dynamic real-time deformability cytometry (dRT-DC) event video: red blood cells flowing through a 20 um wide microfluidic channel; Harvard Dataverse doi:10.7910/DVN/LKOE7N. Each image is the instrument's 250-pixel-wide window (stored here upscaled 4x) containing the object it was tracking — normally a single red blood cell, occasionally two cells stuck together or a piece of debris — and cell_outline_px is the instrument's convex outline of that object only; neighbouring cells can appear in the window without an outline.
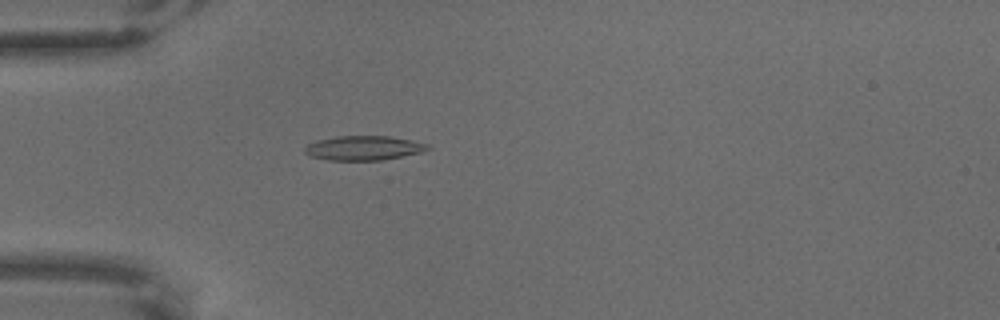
{"species": "common noctule bat (a hibernating species)", "species_latin": "Nyctalus noctula", "temperature_condition": "warm", "stored_images_in_passage": 65, "camera_frame_rate_fps": 3000, "um_per_image_px": 0.085, "animal": {"sex": "male", "body_mass_g": 18.8}, "frame": {"image": 1, "passage_image": 20, "time_ms": 6.333, "image_size_px": [1000, 320], "cell_outline_px": [[432, 148], [420, 152], [380, 160], [328, 160], [312, 156], [304, 152], [304, 148], [308, 144], [316, 140], [336, 136], [388, 136], [412, 140], [428, 144]], "centroid_in_image_um": [30.89, 12.57], "position_along_channel_um": 54.1, "area_um2": 17.34}}
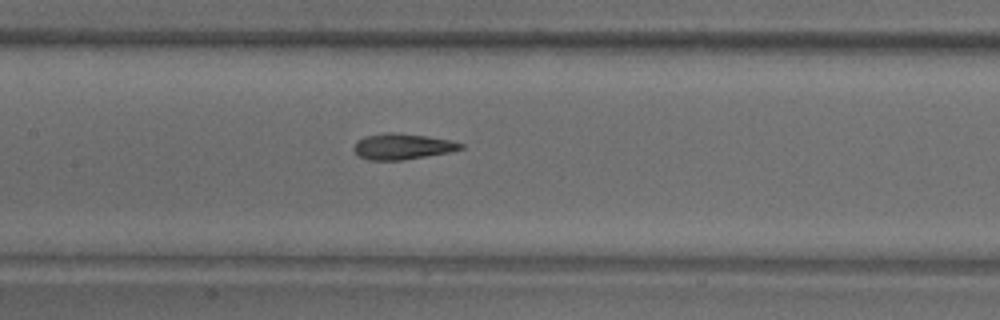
{"frame": {"image": 2, "passage_image": 32, "time_ms": 10.333, "image_size_px": [1000, 320], "cell_outline_px": [[464, 148], [448, 152], [404, 160], [368, 160], [360, 156], [352, 148], [356, 140], [364, 136], [384, 132], [396, 132], [424, 136], [448, 140], [464, 144]], "centroid_in_image_um": [34.14, 12.44], "position_along_channel_um": 173.3, "area_um2": 16.07}}
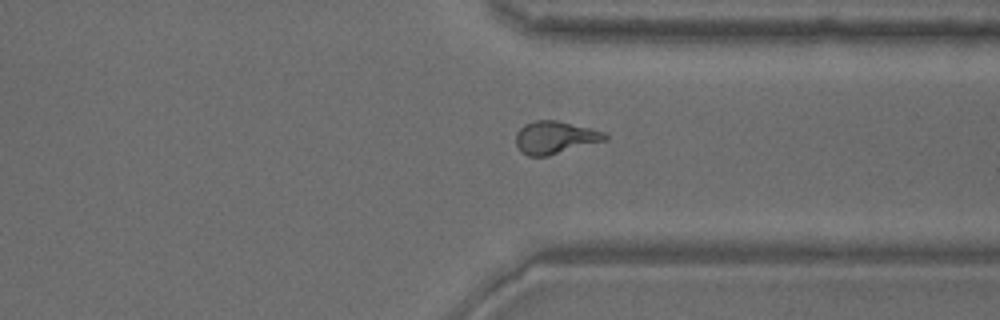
{"frame": {"image": 3, "passage_image": 50, "time_ms": 16.333, "image_size_px": [1000, 320], "cell_outline_px": [[608, 140], [548, 156], [528, 156], [520, 152], [516, 144], [516, 132], [524, 124], [536, 120], [556, 120], [592, 128], [604, 132], [608, 136]], "centroid_in_image_um": [47.19, 11.69], "position_along_channel_um": 364.2, "area_um2": 17.17}}